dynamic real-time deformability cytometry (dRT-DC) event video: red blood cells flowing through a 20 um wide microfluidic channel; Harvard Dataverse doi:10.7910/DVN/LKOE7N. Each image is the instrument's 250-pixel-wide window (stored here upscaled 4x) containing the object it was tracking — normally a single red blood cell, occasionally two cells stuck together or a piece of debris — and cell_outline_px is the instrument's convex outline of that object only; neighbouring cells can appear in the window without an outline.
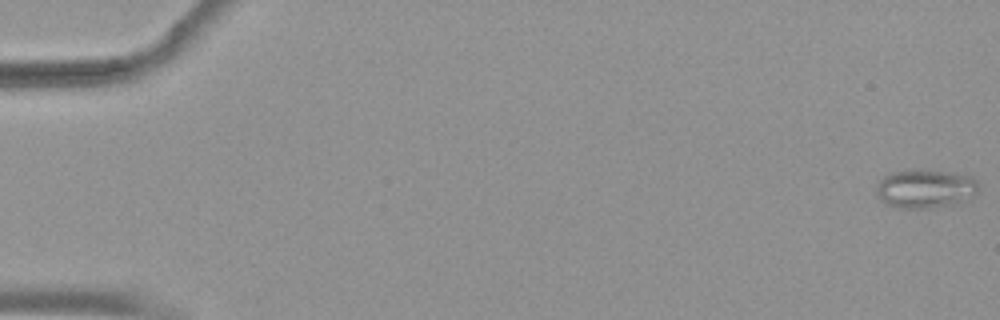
{"species": "common noctule bat (a hibernating species)", "species_latin": "Nyctalus noctula", "temperature_condition": "warm", "stored_images_in_passage": 22, "camera_frame_rate_fps": 3000, "um_per_image_px": 0.085, "animal": {"sex": "female", "body_mass_g": 19.9}, "frame": {"image": 1, "passage_image": 1, "time_ms": 0.0, "image_size_px": [1000, 320], "cell_outline_px": [[980, 184], [976, 192], [972, 196], [952, 204], [932, 208], [896, 208], [884, 204], [880, 200], [876, 192], [876, 184], [888, 172], [904, 168], [924, 168], [972, 176]], "centroid_in_image_um": [78.58, 16.0], "position_along_channel_um": 6.4, "area_um2": 23.76}}
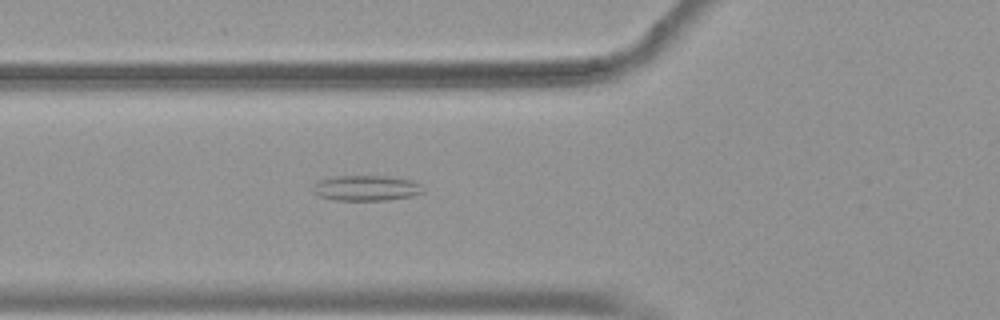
{"frame": {"image": 2, "passage_image": 21, "time_ms": 6.667, "image_size_px": [1000, 320], "cell_outline_px": [[424, 192], [412, 196], [388, 200], [336, 200], [320, 196], [312, 192], [312, 188], [316, 180], [332, 176], [396, 176], [412, 180], [420, 184], [424, 188]], "centroid_in_image_um": [31.13, 15.97], "position_along_channel_um": 94.7, "area_um2": 16.65}}